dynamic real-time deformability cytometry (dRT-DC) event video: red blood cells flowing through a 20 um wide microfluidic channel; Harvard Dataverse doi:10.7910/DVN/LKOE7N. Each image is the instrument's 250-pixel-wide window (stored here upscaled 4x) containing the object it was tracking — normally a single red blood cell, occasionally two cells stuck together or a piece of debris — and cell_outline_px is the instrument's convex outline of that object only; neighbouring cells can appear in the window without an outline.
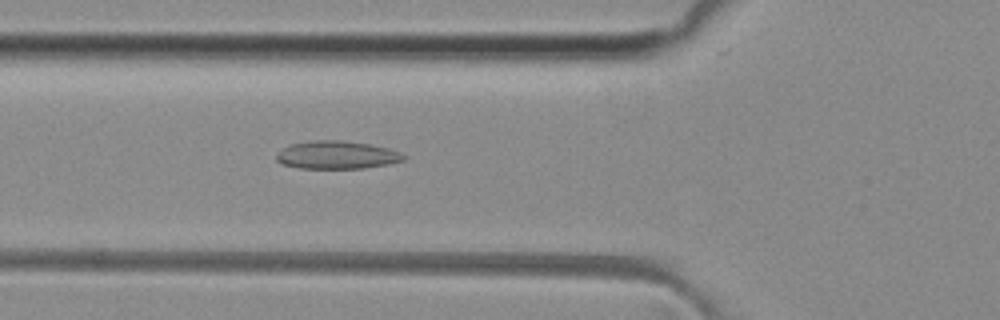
{"species": "common noctule bat (a hibernating species)", "species_latin": "Nyctalus noctula", "temperature_condition": "room temperature", "stored_images_in_passage": 50, "camera_frame_rate_fps": 3000, "um_per_image_px": 0.085, "animal": {"sex": "female", "body_mass_g": 29.2, "forearm_length_mm": 56.3}, "frame": {"image": 1, "passage_image": 18, "time_ms": 5.667, "image_size_px": [1000, 320], "cell_outline_px": [[408, 156], [404, 160], [388, 164], [364, 168], [300, 168], [284, 164], [276, 160], [276, 156], [284, 148], [292, 144], [308, 140], [344, 140], [368, 144], [388, 148], [400, 152]], "centroid_in_image_um": [28.67, 13.16], "position_along_channel_um": 97.1, "area_um2": 20.63}}
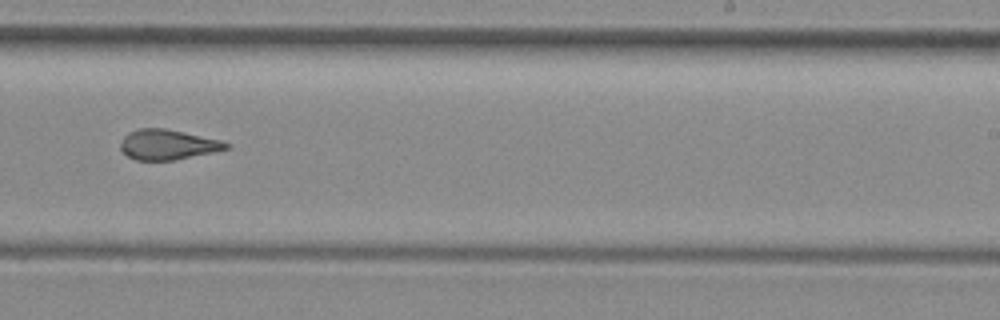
{"frame": {"image": 2, "passage_image": 31, "time_ms": 10.0, "image_size_px": [1000, 320], "cell_outline_px": [[232, 148], [176, 160], [136, 160], [128, 156], [120, 148], [120, 140], [128, 132], [136, 128], [164, 128], [184, 132], [220, 140], [232, 144]], "centroid_in_image_um": [14.26, 12.29], "position_along_channel_um": 274.7, "area_um2": 18.73}}
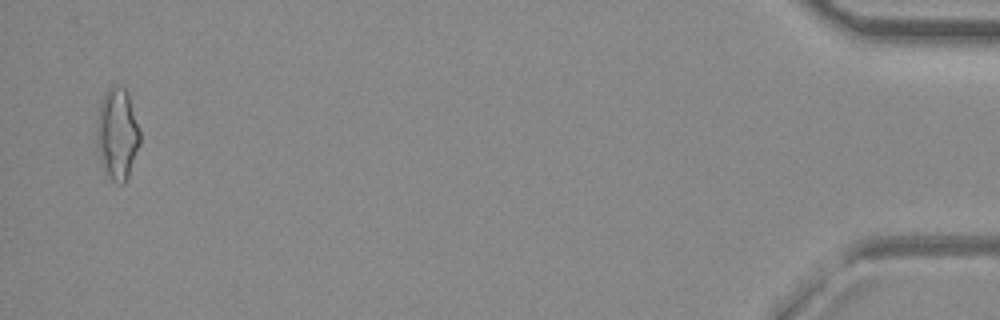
{"frame": {"image": 3, "passage_image": 49, "time_ms": 16.0, "image_size_px": [1000, 320], "cell_outline_px": [[140, 144], [128, 176], [124, 184], [120, 184], [112, 180], [108, 176], [100, 160], [96, 136], [96, 128], [100, 104], [108, 88], [112, 84], [124, 88], [128, 92], [140, 132]], "centroid_in_image_um": [9.97, 11.38], "position_along_channel_um": 425.2, "area_um2": 22.89}, "authors_computed_cell_mechanics": {"area_um2": 19.6231, "velocity_mm_per_s": 4.1049, "shape_relaxation_time_tau1_ms": null, "shape_relaxation_time_tau2_ms": 1.9038, "deformation_change_tau1": null, "deformation_change_tau2": 0.0721}}